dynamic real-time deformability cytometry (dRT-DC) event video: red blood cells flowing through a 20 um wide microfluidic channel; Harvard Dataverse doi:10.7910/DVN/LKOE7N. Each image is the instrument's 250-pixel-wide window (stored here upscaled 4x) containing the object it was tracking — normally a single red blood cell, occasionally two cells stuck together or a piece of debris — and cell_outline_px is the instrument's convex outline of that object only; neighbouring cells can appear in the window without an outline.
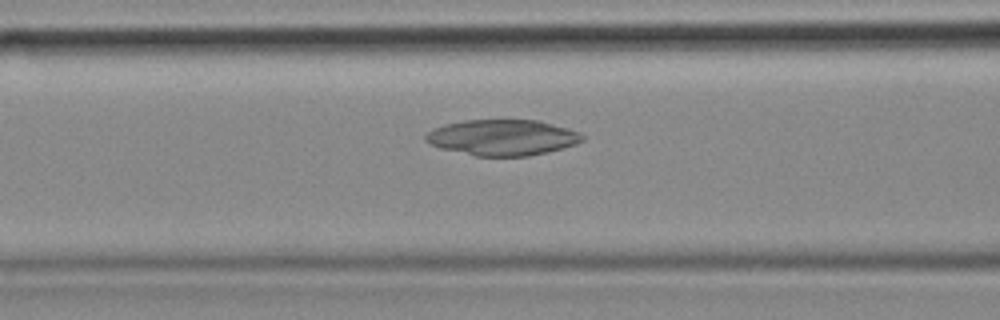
{"species": "common noctule bat (a hibernating species)", "species_latin": "Nyctalus noctula", "temperature_condition": "cold", "stored_images_in_passage": 54, "camera_frame_rate_fps": 3000, "um_per_image_px": 0.085, "animal": {"sex": "female", "body_mass_g": 18.4}, "frame": {"image": 1, "passage_image": 21, "time_ms": 6.667, "image_size_px": [1000, 320], "cell_outline_px": [[584, 140], [576, 144], [548, 152], [528, 156], [476, 156], [440, 148], [428, 144], [424, 140], [424, 136], [428, 132], [444, 124], [464, 120], [540, 120], [568, 128], [580, 132], [584, 136]], "centroid_in_image_um": [42.71, 11.68], "position_along_channel_um": 123.9, "area_um2": 32.89}}
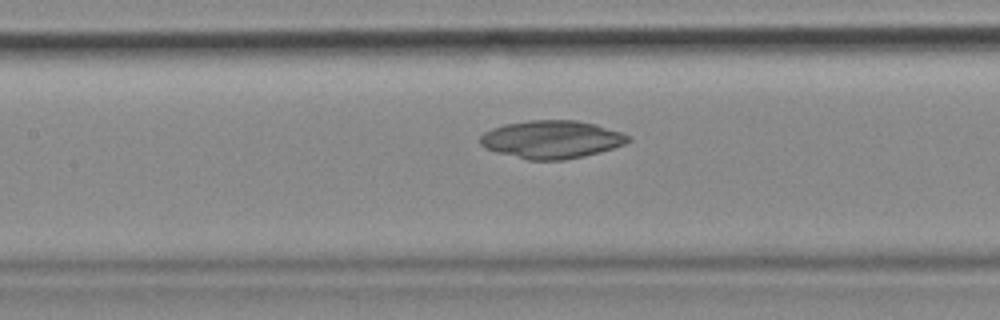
{"frame": {"image": 2, "passage_image": 24, "time_ms": 7.667, "image_size_px": [1000, 320], "cell_outline_px": [[632, 140], [624, 144], [600, 152], [584, 156], [564, 160], [528, 160], [496, 152], [484, 148], [480, 144], [480, 136], [484, 132], [492, 128], [504, 124], [528, 120], [576, 120], [596, 124], [632, 136]], "centroid_in_image_um": [46.88, 11.85], "position_along_channel_um": 160.5, "area_um2": 32.89}}
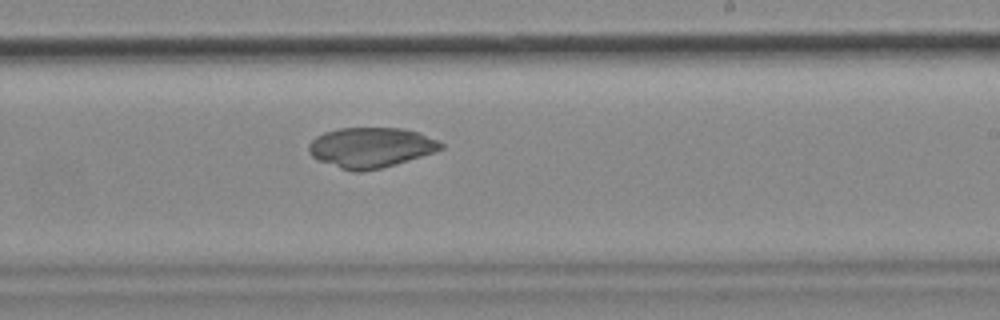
{"frame": {"image": 3, "passage_image": 32, "time_ms": 10.333, "image_size_px": [1000, 320], "cell_outline_px": [[444, 148], [420, 156], [380, 168], [360, 172], [352, 172], [340, 168], [320, 160], [312, 156], [308, 152], [308, 144], [316, 136], [324, 132], [340, 128], [404, 128], [420, 132], [444, 144]], "centroid_in_image_um": [31.49, 12.52], "position_along_channel_um": 257.5, "area_um2": 30.69}}